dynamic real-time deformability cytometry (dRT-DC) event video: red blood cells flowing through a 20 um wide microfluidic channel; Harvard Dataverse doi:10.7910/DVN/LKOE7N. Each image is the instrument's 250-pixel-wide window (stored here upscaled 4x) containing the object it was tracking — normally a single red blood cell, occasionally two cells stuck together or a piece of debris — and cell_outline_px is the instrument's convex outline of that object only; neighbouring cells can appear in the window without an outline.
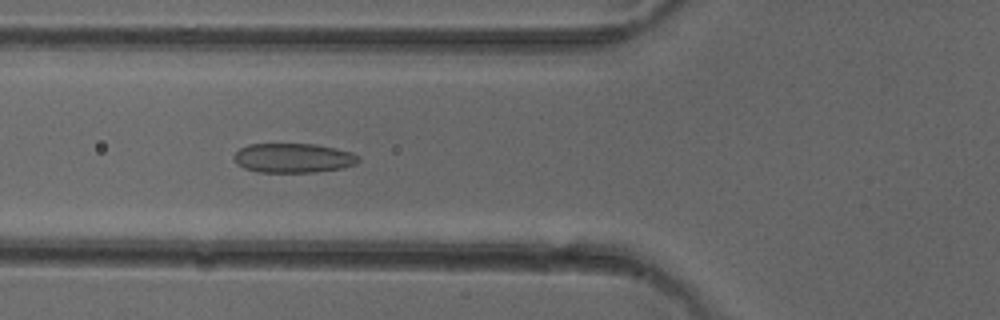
{"species": "common noctule bat (a hibernating species)", "species_latin": "Nyctalus noctula", "temperature_condition": "cold", "stored_images_in_passage": 50, "camera_frame_rate_fps": 3000, "um_per_image_px": 0.085, "animal": {"sex": "female"}, "frame": {"image": 1, "passage_image": 18, "time_ms": 5.667, "image_size_px": [1000, 320], "cell_outline_px": [[360, 160], [356, 164], [344, 168], [316, 172], [256, 172], [244, 168], [236, 164], [232, 156], [240, 148], [248, 144], [316, 144], [336, 148], [352, 152], [360, 156]], "centroid_in_image_um": [24.94, 13.43], "position_along_channel_um": 100.9, "area_um2": 21.68}}
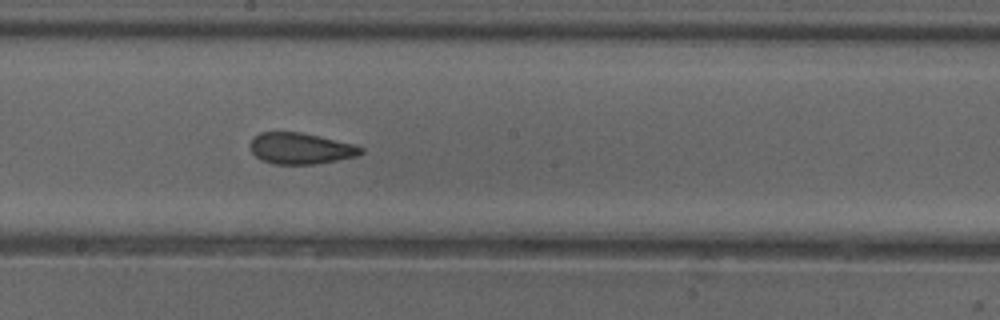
{"frame": {"image": 2, "passage_image": 27, "time_ms": 8.667, "image_size_px": [1000, 320], "cell_outline_px": [[364, 152], [360, 156], [312, 164], [272, 164], [260, 160], [252, 152], [252, 136], [260, 132], [300, 132], [320, 136], [356, 144], [364, 148]], "centroid_in_image_um": [25.59, 12.61], "position_along_channel_um": 222.6, "area_um2": 20.29}}
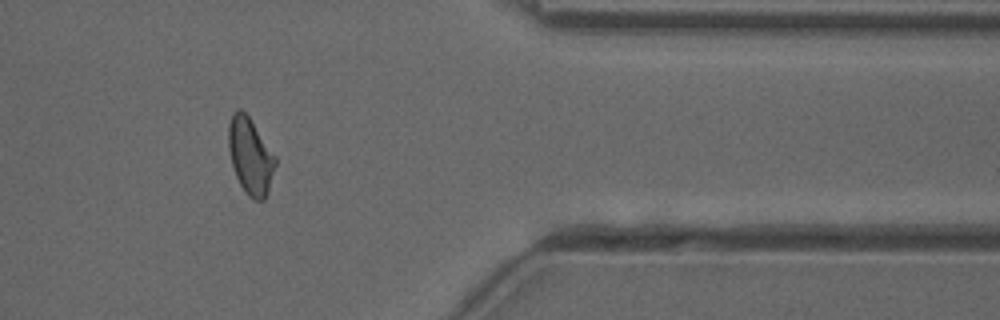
{"frame": {"image": 3, "passage_image": 41, "time_ms": 13.333, "image_size_px": [1000, 320], "cell_outline_px": [[276, 164], [268, 192], [264, 200], [252, 200], [248, 196], [240, 184], [236, 176], [232, 164], [228, 148], [228, 124], [232, 112], [236, 108], [240, 108], [248, 116], [276, 156]], "centroid_in_image_um": [21.27, 13.26], "position_along_channel_um": 390.1, "area_um2": 20.92}, "authors_computed_cell_mechanics": {"area_um2": 21.0392, "velocity_mm_per_s": 4.042, "shape_relaxation_time_tau1_ms": null, "shape_relaxation_time_tau2_ms": 1.5904, "deformation_change_tau1": null, "deformation_change_tau2": 0.0961}}